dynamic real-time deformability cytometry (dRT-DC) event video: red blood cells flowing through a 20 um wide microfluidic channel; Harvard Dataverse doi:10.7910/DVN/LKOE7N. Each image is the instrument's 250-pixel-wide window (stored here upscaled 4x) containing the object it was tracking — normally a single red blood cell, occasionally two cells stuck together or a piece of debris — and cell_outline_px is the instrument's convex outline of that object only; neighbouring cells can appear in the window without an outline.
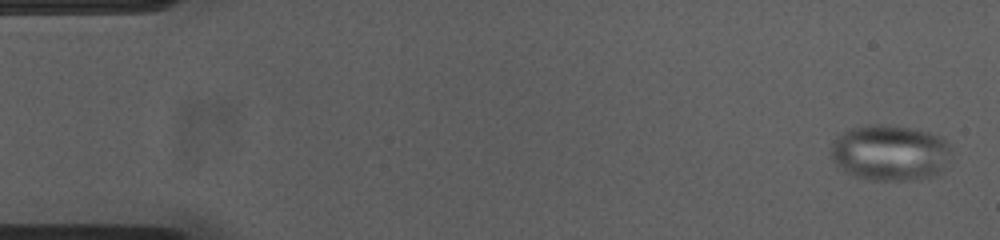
{"species": "common noctule bat (a hibernating species)", "species_latin": "Nyctalus noctula", "temperature_condition": "cold", "stored_images_in_passage": 53, "camera_frame_rate_fps": 3000, "um_per_image_px": 0.085, "animal": {"sex": "female", "body_mass_g": 23.0, "forearm_length_mm": 53.4}, "frame": {"image": 1, "passage_image": 1, "time_ms": 0.0, "image_size_px": [1000, 240], "cell_outline_px": [[952, 152], [944, 172], [936, 176], [920, 180], [872, 180], [852, 176], [844, 172], [832, 160], [832, 144], [836, 136], [848, 128], [868, 124], [888, 124], [916, 128], [944, 136], [952, 144]], "centroid_in_image_um": [75.73, 12.97], "position_along_channel_um": 9.3, "area_um2": 40.69}}
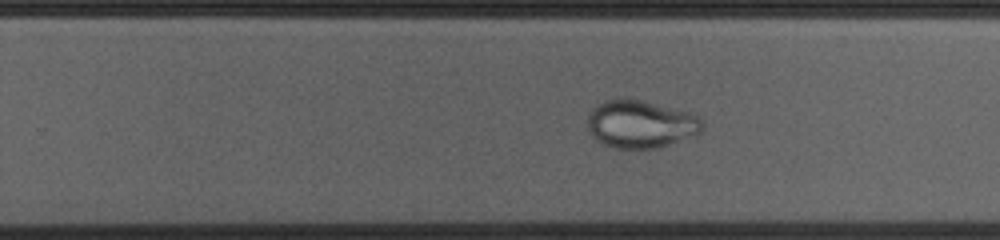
{"frame": {"image": 2, "passage_image": 33, "time_ms": 10.667, "image_size_px": [1000, 240], "cell_outline_px": [[704, 128], [700, 132], [660, 148], [616, 148], [604, 144], [596, 140], [588, 132], [588, 116], [592, 108], [596, 104], [604, 100], [640, 100], [688, 112], [704, 120]], "centroid_in_image_um": [54.44, 10.56], "position_along_channel_um": 275.4, "area_um2": 31.62}}
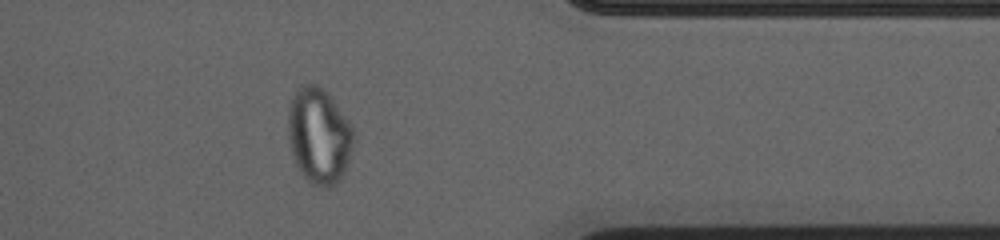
{"frame": {"image": 3, "passage_image": 43, "time_ms": 14.0, "image_size_px": [1000, 240], "cell_outline_px": [[356, 140], [344, 172], [340, 180], [332, 188], [324, 188], [312, 184], [300, 172], [296, 164], [288, 140], [288, 108], [292, 96], [296, 88], [308, 80], [324, 88], [332, 96], [356, 132]], "centroid_in_image_um": [27.13, 11.5], "position_along_channel_um": 384.3, "area_um2": 37.63}}